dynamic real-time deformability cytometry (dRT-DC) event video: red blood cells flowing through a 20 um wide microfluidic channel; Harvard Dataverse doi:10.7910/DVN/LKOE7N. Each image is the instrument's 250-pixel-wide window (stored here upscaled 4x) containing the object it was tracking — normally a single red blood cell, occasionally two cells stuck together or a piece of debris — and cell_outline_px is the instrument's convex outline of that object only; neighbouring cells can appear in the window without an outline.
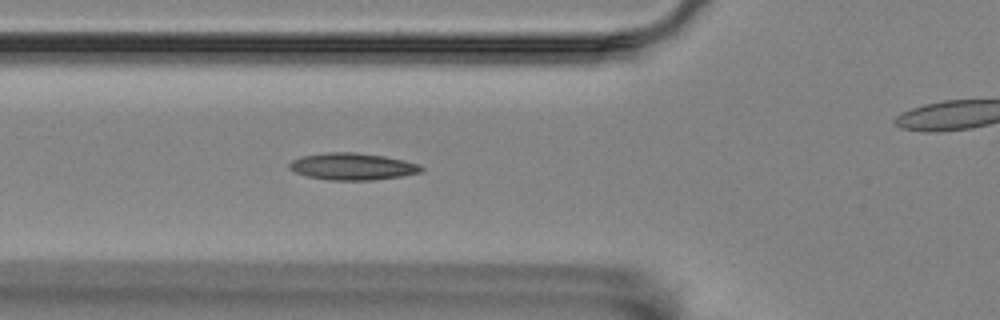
{"species": "Egyptian fruit bat (a non-hibernating species)", "species_latin": "Rousettus aegyptiacus", "temperature_condition": "room temperature", "stored_images_in_passage": 56, "camera_frame_rate_fps": 3000, "um_per_image_px": 0.085, "animal": {"sex": "female"}, "frame": {"image": 1, "passage_image": 19, "time_ms": 6.0, "image_size_px": [1000, 320], "cell_outline_px": [[424, 168], [420, 172], [400, 176], [372, 180], [328, 180], [308, 176], [296, 172], [288, 168], [288, 164], [292, 160], [304, 156], [328, 152], [352, 152], [384, 156], [404, 160], [420, 164]], "centroid_in_image_um": [29.96, 14.15], "position_along_channel_um": 95.8, "area_um2": 20.52}}
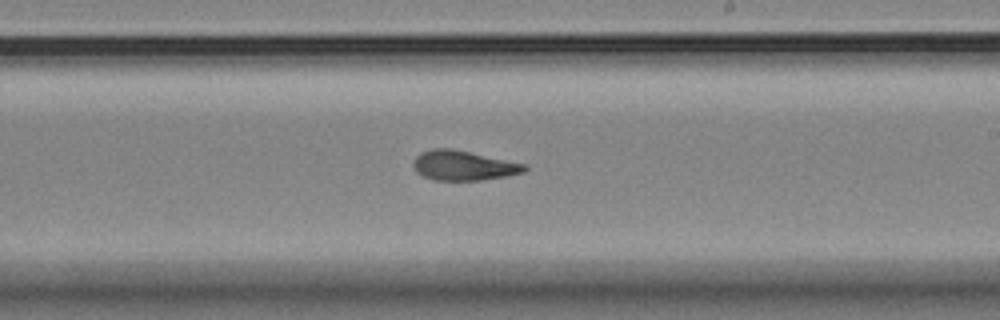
{"frame": {"image": 2, "passage_image": 32, "time_ms": 10.333, "image_size_px": [1000, 320], "cell_outline_px": [[528, 168], [524, 172], [504, 176], [480, 180], [432, 180], [416, 172], [412, 164], [412, 160], [420, 152], [432, 148], [448, 148], [468, 152], [524, 164]], "centroid_in_image_um": [39.31, 14.07], "position_along_channel_um": 249.7, "area_um2": 19.02}}
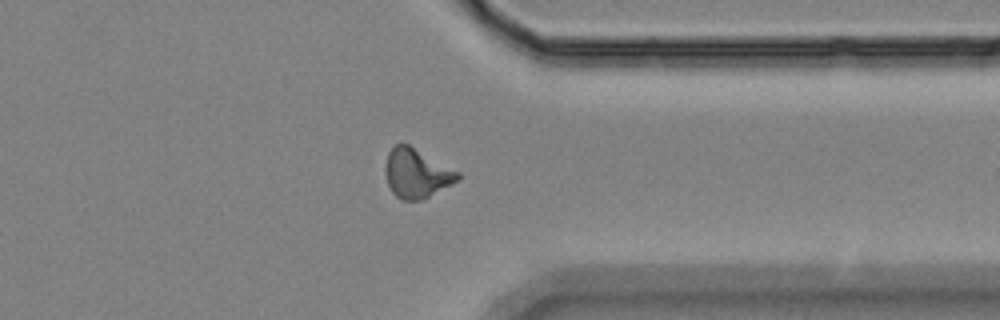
{"frame": {"image": 3, "passage_image": 43, "time_ms": 14.0, "image_size_px": [1000, 320], "cell_outline_px": [[460, 180], [424, 200], [400, 200], [392, 192], [388, 184], [384, 172], [384, 168], [388, 152], [396, 144], [408, 144], [460, 172]], "centroid_in_image_um": [35.42, 14.76], "position_along_channel_um": 376.0, "area_um2": 20.98}, "authors_computed_cell_mechanics": {"area_um2": 19.5364, "velocity_mm_per_s": 3.5423, "shape_relaxation_time_tau1_ms": 8.9413, "shape_relaxation_time_tau2_ms": 2.7657, "deformation_change_tau1": 0.2323, "deformation_change_tau2": 0.1038}}